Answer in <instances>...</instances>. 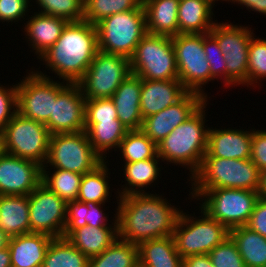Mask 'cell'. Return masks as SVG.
<instances>
[{"label": "cell", "instance_id": "obj_1", "mask_svg": "<svg viewBox=\"0 0 266 267\" xmlns=\"http://www.w3.org/2000/svg\"><path fill=\"white\" fill-rule=\"evenodd\" d=\"M164 194L144 193L117 199L118 238L139 245L141 242L171 237L182 207L172 205Z\"/></svg>", "mask_w": 266, "mask_h": 267}, {"label": "cell", "instance_id": "obj_2", "mask_svg": "<svg viewBox=\"0 0 266 267\" xmlns=\"http://www.w3.org/2000/svg\"><path fill=\"white\" fill-rule=\"evenodd\" d=\"M98 51L96 25L82 20L68 22L57 42L38 59L54 79L78 83Z\"/></svg>", "mask_w": 266, "mask_h": 267}, {"label": "cell", "instance_id": "obj_3", "mask_svg": "<svg viewBox=\"0 0 266 267\" xmlns=\"http://www.w3.org/2000/svg\"><path fill=\"white\" fill-rule=\"evenodd\" d=\"M208 101L157 144V155L164 164L189 170L187 180L198 171L207 152L209 126L206 122L209 120L205 111Z\"/></svg>", "mask_w": 266, "mask_h": 267}, {"label": "cell", "instance_id": "obj_4", "mask_svg": "<svg viewBox=\"0 0 266 267\" xmlns=\"http://www.w3.org/2000/svg\"><path fill=\"white\" fill-rule=\"evenodd\" d=\"M188 196L190 202L199 201L196 204L200 208L229 230L247 225L260 198L258 191L232 188L190 189Z\"/></svg>", "mask_w": 266, "mask_h": 267}, {"label": "cell", "instance_id": "obj_5", "mask_svg": "<svg viewBox=\"0 0 266 267\" xmlns=\"http://www.w3.org/2000/svg\"><path fill=\"white\" fill-rule=\"evenodd\" d=\"M260 177L261 171L251 159L203 157L200 168L188 181L190 189L232 188L258 191Z\"/></svg>", "mask_w": 266, "mask_h": 267}, {"label": "cell", "instance_id": "obj_6", "mask_svg": "<svg viewBox=\"0 0 266 267\" xmlns=\"http://www.w3.org/2000/svg\"><path fill=\"white\" fill-rule=\"evenodd\" d=\"M199 216L183 210L172 234L175 248L182 258L190 255L209 254L217 245L229 237V229L212 219L202 208ZM201 214V215H200Z\"/></svg>", "mask_w": 266, "mask_h": 267}, {"label": "cell", "instance_id": "obj_7", "mask_svg": "<svg viewBox=\"0 0 266 267\" xmlns=\"http://www.w3.org/2000/svg\"><path fill=\"white\" fill-rule=\"evenodd\" d=\"M98 49L130 59L141 39L147 34L144 9L112 14L96 24Z\"/></svg>", "mask_w": 266, "mask_h": 267}, {"label": "cell", "instance_id": "obj_8", "mask_svg": "<svg viewBox=\"0 0 266 267\" xmlns=\"http://www.w3.org/2000/svg\"><path fill=\"white\" fill-rule=\"evenodd\" d=\"M130 68L141 79H179L172 37L147 33L130 58Z\"/></svg>", "mask_w": 266, "mask_h": 267}, {"label": "cell", "instance_id": "obj_9", "mask_svg": "<svg viewBox=\"0 0 266 267\" xmlns=\"http://www.w3.org/2000/svg\"><path fill=\"white\" fill-rule=\"evenodd\" d=\"M254 30L232 22H217L209 34L218 42L226 62V88L248 87V52Z\"/></svg>", "mask_w": 266, "mask_h": 267}, {"label": "cell", "instance_id": "obj_10", "mask_svg": "<svg viewBox=\"0 0 266 267\" xmlns=\"http://www.w3.org/2000/svg\"><path fill=\"white\" fill-rule=\"evenodd\" d=\"M26 71L20 82H17V112L31 120L45 124L52 115L53 102L59 95V90L67 83L55 81L44 71Z\"/></svg>", "mask_w": 266, "mask_h": 267}, {"label": "cell", "instance_id": "obj_11", "mask_svg": "<svg viewBox=\"0 0 266 267\" xmlns=\"http://www.w3.org/2000/svg\"><path fill=\"white\" fill-rule=\"evenodd\" d=\"M2 150L43 167L47 160L50 134L45 124L16 112L2 134Z\"/></svg>", "mask_w": 266, "mask_h": 267}, {"label": "cell", "instance_id": "obj_12", "mask_svg": "<svg viewBox=\"0 0 266 267\" xmlns=\"http://www.w3.org/2000/svg\"><path fill=\"white\" fill-rule=\"evenodd\" d=\"M104 160L92 148L86 131L50 135L48 156L43 167L85 174Z\"/></svg>", "mask_w": 266, "mask_h": 267}, {"label": "cell", "instance_id": "obj_13", "mask_svg": "<svg viewBox=\"0 0 266 267\" xmlns=\"http://www.w3.org/2000/svg\"><path fill=\"white\" fill-rule=\"evenodd\" d=\"M179 80L189 92L205 96L203 86L215 81L210 74L209 63L203 47V34H177L172 37ZM204 88V89H203Z\"/></svg>", "mask_w": 266, "mask_h": 267}, {"label": "cell", "instance_id": "obj_14", "mask_svg": "<svg viewBox=\"0 0 266 267\" xmlns=\"http://www.w3.org/2000/svg\"><path fill=\"white\" fill-rule=\"evenodd\" d=\"M130 74V59L98 51L78 84L86 100L111 98Z\"/></svg>", "mask_w": 266, "mask_h": 267}, {"label": "cell", "instance_id": "obj_15", "mask_svg": "<svg viewBox=\"0 0 266 267\" xmlns=\"http://www.w3.org/2000/svg\"><path fill=\"white\" fill-rule=\"evenodd\" d=\"M30 233L61 238L65 230L67 203L41 183L28 195Z\"/></svg>", "mask_w": 266, "mask_h": 267}, {"label": "cell", "instance_id": "obj_16", "mask_svg": "<svg viewBox=\"0 0 266 267\" xmlns=\"http://www.w3.org/2000/svg\"><path fill=\"white\" fill-rule=\"evenodd\" d=\"M85 103L78 83H66L53 102L52 115L45 123L49 134L85 131Z\"/></svg>", "mask_w": 266, "mask_h": 267}, {"label": "cell", "instance_id": "obj_17", "mask_svg": "<svg viewBox=\"0 0 266 267\" xmlns=\"http://www.w3.org/2000/svg\"><path fill=\"white\" fill-rule=\"evenodd\" d=\"M207 100L200 93L188 92L174 105L144 118L140 130L157 145L191 117Z\"/></svg>", "mask_w": 266, "mask_h": 267}, {"label": "cell", "instance_id": "obj_18", "mask_svg": "<svg viewBox=\"0 0 266 267\" xmlns=\"http://www.w3.org/2000/svg\"><path fill=\"white\" fill-rule=\"evenodd\" d=\"M42 183V166L2 152L0 154V195L28 196Z\"/></svg>", "mask_w": 266, "mask_h": 267}, {"label": "cell", "instance_id": "obj_19", "mask_svg": "<svg viewBox=\"0 0 266 267\" xmlns=\"http://www.w3.org/2000/svg\"><path fill=\"white\" fill-rule=\"evenodd\" d=\"M235 128L209 127L207 152L204 157L250 159L253 129Z\"/></svg>", "mask_w": 266, "mask_h": 267}, {"label": "cell", "instance_id": "obj_20", "mask_svg": "<svg viewBox=\"0 0 266 267\" xmlns=\"http://www.w3.org/2000/svg\"><path fill=\"white\" fill-rule=\"evenodd\" d=\"M189 91L179 79H142L140 111L142 118L156 114L180 101Z\"/></svg>", "mask_w": 266, "mask_h": 267}, {"label": "cell", "instance_id": "obj_21", "mask_svg": "<svg viewBox=\"0 0 266 267\" xmlns=\"http://www.w3.org/2000/svg\"><path fill=\"white\" fill-rule=\"evenodd\" d=\"M31 12V17L26 18L28 21L23 22L25 25L22 29H24L26 42H29L28 47L32 48L30 52L35 53L34 55L39 58L57 42L68 21L37 11Z\"/></svg>", "mask_w": 266, "mask_h": 267}, {"label": "cell", "instance_id": "obj_22", "mask_svg": "<svg viewBox=\"0 0 266 267\" xmlns=\"http://www.w3.org/2000/svg\"><path fill=\"white\" fill-rule=\"evenodd\" d=\"M142 79L130 74L112 95L118 119L128 130H140L143 122L140 111Z\"/></svg>", "mask_w": 266, "mask_h": 267}, {"label": "cell", "instance_id": "obj_23", "mask_svg": "<svg viewBox=\"0 0 266 267\" xmlns=\"http://www.w3.org/2000/svg\"><path fill=\"white\" fill-rule=\"evenodd\" d=\"M160 160V157L157 155L155 158L132 163H124V165L122 164L124 169L121 167V170L119 171L123 170L124 174L122 173V177H125V180L122 181L121 184L123 182H125V184L121 185V188L117 189V193H115L116 199L130 194L150 193V191L147 192V188L150 189L151 186L157 184L158 178L162 176L161 169L164 168H162Z\"/></svg>", "mask_w": 266, "mask_h": 267}, {"label": "cell", "instance_id": "obj_24", "mask_svg": "<svg viewBox=\"0 0 266 267\" xmlns=\"http://www.w3.org/2000/svg\"><path fill=\"white\" fill-rule=\"evenodd\" d=\"M53 239L42 233H27L10 238L8 248L12 267H42Z\"/></svg>", "mask_w": 266, "mask_h": 267}, {"label": "cell", "instance_id": "obj_25", "mask_svg": "<svg viewBox=\"0 0 266 267\" xmlns=\"http://www.w3.org/2000/svg\"><path fill=\"white\" fill-rule=\"evenodd\" d=\"M214 0H179L178 34L209 33L217 23L213 20Z\"/></svg>", "mask_w": 266, "mask_h": 267}, {"label": "cell", "instance_id": "obj_26", "mask_svg": "<svg viewBox=\"0 0 266 267\" xmlns=\"http://www.w3.org/2000/svg\"><path fill=\"white\" fill-rule=\"evenodd\" d=\"M63 238L91 258L100 255L118 238V229L117 226L85 225L75 231H64Z\"/></svg>", "mask_w": 266, "mask_h": 267}, {"label": "cell", "instance_id": "obj_27", "mask_svg": "<svg viewBox=\"0 0 266 267\" xmlns=\"http://www.w3.org/2000/svg\"><path fill=\"white\" fill-rule=\"evenodd\" d=\"M143 6L147 33L169 37L178 34L179 0H143Z\"/></svg>", "mask_w": 266, "mask_h": 267}, {"label": "cell", "instance_id": "obj_28", "mask_svg": "<svg viewBox=\"0 0 266 267\" xmlns=\"http://www.w3.org/2000/svg\"><path fill=\"white\" fill-rule=\"evenodd\" d=\"M0 229L11 238L30 233L28 196L0 195Z\"/></svg>", "mask_w": 266, "mask_h": 267}, {"label": "cell", "instance_id": "obj_29", "mask_svg": "<svg viewBox=\"0 0 266 267\" xmlns=\"http://www.w3.org/2000/svg\"><path fill=\"white\" fill-rule=\"evenodd\" d=\"M106 203L80 202L78 200L67 202L66 222L64 231H75L85 225L92 227L117 226V211L113 220H109L104 208ZM115 218V219H114ZM111 223H109L108 222Z\"/></svg>", "mask_w": 266, "mask_h": 267}, {"label": "cell", "instance_id": "obj_30", "mask_svg": "<svg viewBox=\"0 0 266 267\" xmlns=\"http://www.w3.org/2000/svg\"><path fill=\"white\" fill-rule=\"evenodd\" d=\"M139 267H182L183 258L171 237L141 242L138 245Z\"/></svg>", "mask_w": 266, "mask_h": 267}, {"label": "cell", "instance_id": "obj_31", "mask_svg": "<svg viewBox=\"0 0 266 267\" xmlns=\"http://www.w3.org/2000/svg\"><path fill=\"white\" fill-rule=\"evenodd\" d=\"M85 131L92 148L103 160H107L106 154H109L112 149L117 151L129 130L119 119H116L115 121L85 122Z\"/></svg>", "mask_w": 266, "mask_h": 267}, {"label": "cell", "instance_id": "obj_32", "mask_svg": "<svg viewBox=\"0 0 266 267\" xmlns=\"http://www.w3.org/2000/svg\"><path fill=\"white\" fill-rule=\"evenodd\" d=\"M229 236L235 243L246 267H266V238L247 226L230 229Z\"/></svg>", "mask_w": 266, "mask_h": 267}, {"label": "cell", "instance_id": "obj_33", "mask_svg": "<svg viewBox=\"0 0 266 267\" xmlns=\"http://www.w3.org/2000/svg\"><path fill=\"white\" fill-rule=\"evenodd\" d=\"M108 162L110 161L104 160L94 170L83 174L79 186L78 201L106 203L111 200V196H109L112 193L110 192L111 184L109 185L111 179L109 170L111 169Z\"/></svg>", "mask_w": 266, "mask_h": 267}, {"label": "cell", "instance_id": "obj_34", "mask_svg": "<svg viewBox=\"0 0 266 267\" xmlns=\"http://www.w3.org/2000/svg\"><path fill=\"white\" fill-rule=\"evenodd\" d=\"M89 267H139L138 245L117 238L100 255L89 258Z\"/></svg>", "mask_w": 266, "mask_h": 267}, {"label": "cell", "instance_id": "obj_35", "mask_svg": "<svg viewBox=\"0 0 266 267\" xmlns=\"http://www.w3.org/2000/svg\"><path fill=\"white\" fill-rule=\"evenodd\" d=\"M42 267H89V258L66 238H54L46 251Z\"/></svg>", "mask_w": 266, "mask_h": 267}, {"label": "cell", "instance_id": "obj_36", "mask_svg": "<svg viewBox=\"0 0 266 267\" xmlns=\"http://www.w3.org/2000/svg\"><path fill=\"white\" fill-rule=\"evenodd\" d=\"M82 176L68 170L42 167V183L66 203L77 200Z\"/></svg>", "mask_w": 266, "mask_h": 267}, {"label": "cell", "instance_id": "obj_37", "mask_svg": "<svg viewBox=\"0 0 266 267\" xmlns=\"http://www.w3.org/2000/svg\"><path fill=\"white\" fill-rule=\"evenodd\" d=\"M117 155H121L123 163H132L157 156V145L141 130H129L120 143Z\"/></svg>", "mask_w": 266, "mask_h": 267}, {"label": "cell", "instance_id": "obj_38", "mask_svg": "<svg viewBox=\"0 0 266 267\" xmlns=\"http://www.w3.org/2000/svg\"><path fill=\"white\" fill-rule=\"evenodd\" d=\"M144 9L143 0H84L83 20L96 25L112 14Z\"/></svg>", "mask_w": 266, "mask_h": 267}, {"label": "cell", "instance_id": "obj_39", "mask_svg": "<svg viewBox=\"0 0 266 267\" xmlns=\"http://www.w3.org/2000/svg\"><path fill=\"white\" fill-rule=\"evenodd\" d=\"M39 13L61 17L68 22L83 20L84 0H35ZM41 9V10H40Z\"/></svg>", "mask_w": 266, "mask_h": 267}, {"label": "cell", "instance_id": "obj_40", "mask_svg": "<svg viewBox=\"0 0 266 267\" xmlns=\"http://www.w3.org/2000/svg\"><path fill=\"white\" fill-rule=\"evenodd\" d=\"M262 80L266 81V38L253 35L248 52V87L256 88Z\"/></svg>", "mask_w": 266, "mask_h": 267}, {"label": "cell", "instance_id": "obj_41", "mask_svg": "<svg viewBox=\"0 0 266 267\" xmlns=\"http://www.w3.org/2000/svg\"><path fill=\"white\" fill-rule=\"evenodd\" d=\"M203 47L211 76L217 81L222 80V86L226 87V62L218 42L209 33H203Z\"/></svg>", "mask_w": 266, "mask_h": 267}, {"label": "cell", "instance_id": "obj_42", "mask_svg": "<svg viewBox=\"0 0 266 267\" xmlns=\"http://www.w3.org/2000/svg\"><path fill=\"white\" fill-rule=\"evenodd\" d=\"M208 255L214 267H246L230 236L211 250Z\"/></svg>", "mask_w": 266, "mask_h": 267}, {"label": "cell", "instance_id": "obj_43", "mask_svg": "<svg viewBox=\"0 0 266 267\" xmlns=\"http://www.w3.org/2000/svg\"><path fill=\"white\" fill-rule=\"evenodd\" d=\"M116 119L118 115L111 98L86 100L85 122L115 121Z\"/></svg>", "mask_w": 266, "mask_h": 267}, {"label": "cell", "instance_id": "obj_44", "mask_svg": "<svg viewBox=\"0 0 266 267\" xmlns=\"http://www.w3.org/2000/svg\"><path fill=\"white\" fill-rule=\"evenodd\" d=\"M31 1L34 0H0V22H7L8 25L9 22L16 24L25 21L31 14L30 7L35 6Z\"/></svg>", "mask_w": 266, "mask_h": 267}, {"label": "cell", "instance_id": "obj_45", "mask_svg": "<svg viewBox=\"0 0 266 267\" xmlns=\"http://www.w3.org/2000/svg\"><path fill=\"white\" fill-rule=\"evenodd\" d=\"M17 112V86L0 83V134Z\"/></svg>", "mask_w": 266, "mask_h": 267}, {"label": "cell", "instance_id": "obj_46", "mask_svg": "<svg viewBox=\"0 0 266 267\" xmlns=\"http://www.w3.org/2000/svg\"><path fill=\"white\" fill-rule=\"evenodd\" d=\"M250 159L261 172L266 170V129L253 128Z\"/></svg>", "mask_w": 266, "mask_h": 267}, {"label": "cell", "instance_id": "obj_47", "mask_svg": "<svg viewBox=\"0 0 266 267\" xmlns=\"http://www.w3.org/2000/svg\"><path fill=\"white\" fill-rule=\"evenodd\" d=\"M266 238V199L260 197L246 225Z\"/></svg>", "mask_w": 266, "mask_h": 267}, {"label": "cell", "instance_id": "obj_48", "mask_svg": "<svg viewBox=\"0 0 266 267\" xmlns=\"http://www.w3.org/2000/svg\"><path fill=\"white\" fill-rule=\"evenodd\" d=\"M227 3H232V5L235 3L237 5H240L241 9L244 7L249 12L254 11L257 13H260L262 15H266V0H224Z\"/></svg>", "mask_w": 266, "mask_h": 267}, {"label": "cell", "instance_id": "obj_49", "mask_svg": "<svg viewBox=\"0 0 266 267\" xmlns=\"http://www.w3.org/2000/svg\"><path fill=\"white\" fill-rule=\"evenodd\" d=\"M182 267H214L208 254L190 255L183 258Z\"/></svg>", "mask_w": 266, "mask_h": 267}, {"label": "cell", "instance_id": "obj_50", "mask_svg": "<svg viewBox=\"0 0 266 267\" xmlns=\"http://www.w3.org/2000/svg\"><path fill=\"white\" fill-rule=\"evenodd\" d=\"M0 267H12L10 250L8 247L0 250Z\"/></svg>", "mask_w": 266, "mask_h": 267}, {"label": "cell", "instance_id": "obj_51", "mask_svg": "<svg viewBox=\"0 0 266 267\" xmlns=\"http://www.w3.org/2000/svg\"><path fill=\"white\" fill-rule=\"evenodd\" d=\"M258 192H259L260 197L266 199V170L261 172L260 187H259Z\"/></svg>", "mask_w": 266, "mask_h": 267}, {"label": "cell", "instance_id": "obj_52", "mask_svg": "<svg viewBox=\"0 0 266 267\" xmlns=\"http://www.w3.org/2000/svg\"><path fill=\"white\" fill-rule=\"evenodd\" d=\"M10 238L0 229V250L9 246Z\"/></svg>", "mask_w": 266, "mask_h": 267}, {"label": "cell", "instance_id": "obj_53", "mask_svg": "<svg viewBox=\"0 0 266 267\" xmlns=\"http://www.w3.org/2000/svg\"><path fill=\"white\" fill-rule=\"evenodd\" d=\"M3 152L2 150V137H1V134H0V154Z\"/></svg>", "mask_w": 266, "mask_h": 267}]
</instances>
